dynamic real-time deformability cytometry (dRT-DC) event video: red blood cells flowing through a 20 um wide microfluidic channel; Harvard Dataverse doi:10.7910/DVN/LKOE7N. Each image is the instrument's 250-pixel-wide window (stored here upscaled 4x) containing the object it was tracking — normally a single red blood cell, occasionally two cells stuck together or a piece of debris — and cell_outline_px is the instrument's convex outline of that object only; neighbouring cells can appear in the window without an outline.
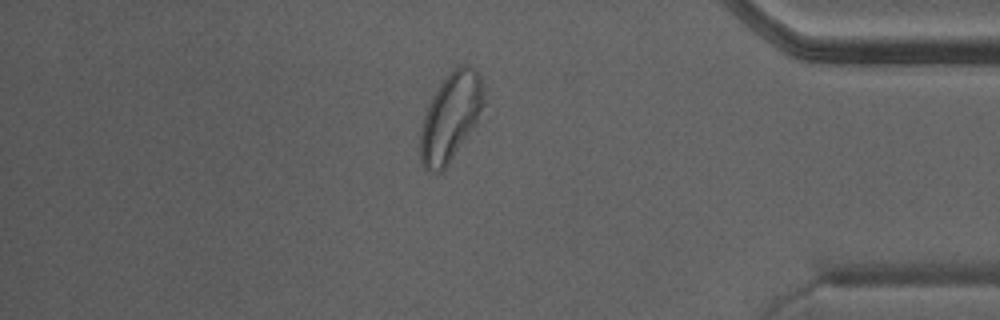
{"species": "Egyptian fruit bat (a non-hibernating species)", "species_latin": "Rousettus aegyptiacus", "temperature_condition": "warm", "stored_images_in_passage": 25, "camera_frame_rate_fps": 3000, "um_per_image_px": 0.085, "animal": {"sex": "male"}, "frame": {"image": 1, "passage_image": 22, "time_ms": 7.0, "image_size_px": [1000, 320], "cell_outline_px": [[484, 100], [476, 120], [472, 128], [448, 164], [440, 172], [428, 172], [424, 168], [420, 160], [420, 132], [424, 116], [428, 104], [432, 96], [440, 84], [456, 64], [468, 64], [476, 68], [480, 76], [484, 88]], "centroid_in_image_um": [38.28, 9.9], "position_along_channel_um": 396.9, "area_um2": 32.31}}